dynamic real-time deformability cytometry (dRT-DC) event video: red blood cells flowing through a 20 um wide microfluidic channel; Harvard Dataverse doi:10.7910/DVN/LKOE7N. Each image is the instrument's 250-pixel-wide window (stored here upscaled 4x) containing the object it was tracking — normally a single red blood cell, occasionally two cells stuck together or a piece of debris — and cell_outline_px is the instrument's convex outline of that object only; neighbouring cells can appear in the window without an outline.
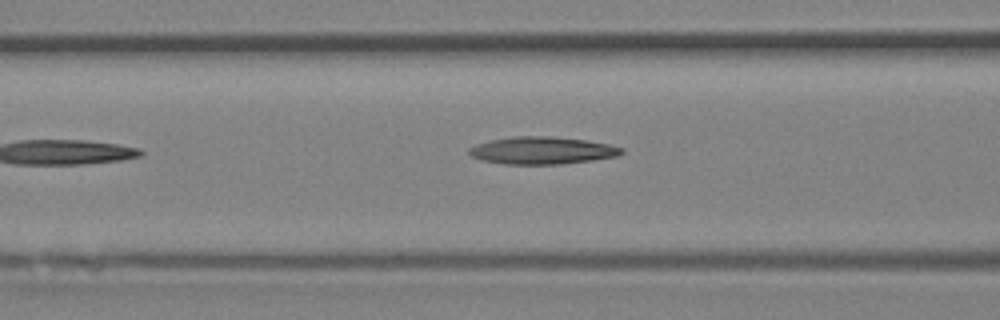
{"species": "Egyptian fruit bat (a non-hibernating species)", "species_latin": "Rousettus aegyptiacus", "temperature_condition": "room temperature", "stored_images_in_passage": 5, "camera_frame_rate_fps": 3000, "um_per_image_px": 0.085, "animal": {"sex": "female"}, "frame": {"image": 1, "passage_image": 5, "time_ms": 1.333, "image_size_px": [1000, 320], "cell_outline_px": [[624, 152], [616, 156], [592, 160], [560, 164], [504, 164], [484, 160], [472, 156], [468, 152], [468, 148], [476, 144], [492, 140], [512, 136], [552, 136], [584, 140], [608, 144], [624, 148]], "centroid_in_image_um": [46.08, 12.78], "position_along_channel_um": 120.5, "area_um2": 24.16}}